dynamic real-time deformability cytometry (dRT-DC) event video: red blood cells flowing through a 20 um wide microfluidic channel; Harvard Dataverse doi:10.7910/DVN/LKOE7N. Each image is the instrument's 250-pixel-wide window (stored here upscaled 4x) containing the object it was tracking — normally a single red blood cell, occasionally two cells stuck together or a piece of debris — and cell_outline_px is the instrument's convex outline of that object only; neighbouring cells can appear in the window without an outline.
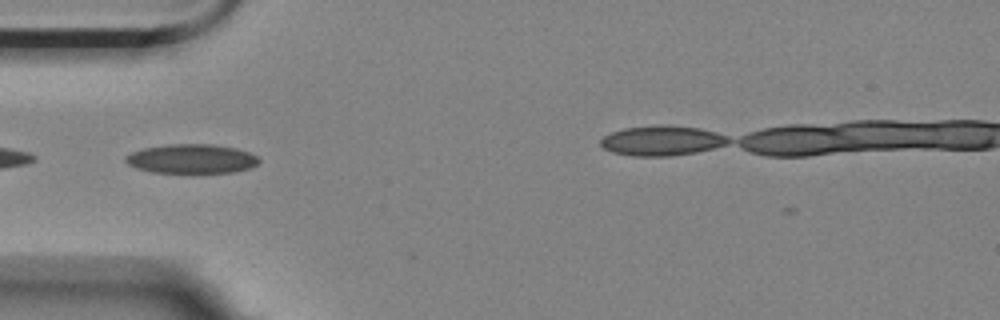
{"species": "Egyptian fruit bat (a non-hibernating species)", "species_latin": "Rousettus aegyptiacus", "temperature_condition": "room temperature", "stored_images_in_passage": 5, "segment_of_instrument_passage": [1, 2], "camera_frame_rate_fps": 3000, "um_per_image_px": 0.085, "animal": {"sex": "female"}, "frame": {"image": 1, "passage_image": 2, "time_ms": 0.333, "image_size_px": [1000, 320], "cell_outline_px": [[260, 160], [256, 164], [248, 168], [232, 172], [152, 172], [136, 168], [128, 164], [124, 160], [124, 156], [132, 152], [144, 148], [168, 144], [212, 144], [236, 148], [248, 152], [256, 156]], "centroid_in_image_um": [16.24, 13.49], "position_along_channel_um": 68.8, "area_um2": 22.48}}
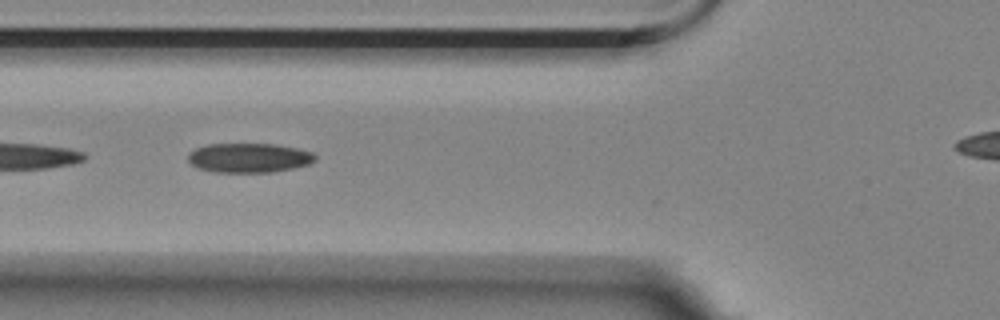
{"frame": {"image": 2, "passage_image": 3, "time_ms": 0.667, "image_size_px": [1000, 320], "cell_outline_px": [[316, 160], [308, 164], [292, 168], [272, 172], [216, 172], [200, 168], [192, 164], [188, 160], [188, 152], [196, 148], [208, 144], [276, 144], [296, 148], [312, 152], [316, 156]], "centroid_in_image_um": [21.16, 13.41], "position_along_channel_um": 104.6, "area_um2": 21.68}}